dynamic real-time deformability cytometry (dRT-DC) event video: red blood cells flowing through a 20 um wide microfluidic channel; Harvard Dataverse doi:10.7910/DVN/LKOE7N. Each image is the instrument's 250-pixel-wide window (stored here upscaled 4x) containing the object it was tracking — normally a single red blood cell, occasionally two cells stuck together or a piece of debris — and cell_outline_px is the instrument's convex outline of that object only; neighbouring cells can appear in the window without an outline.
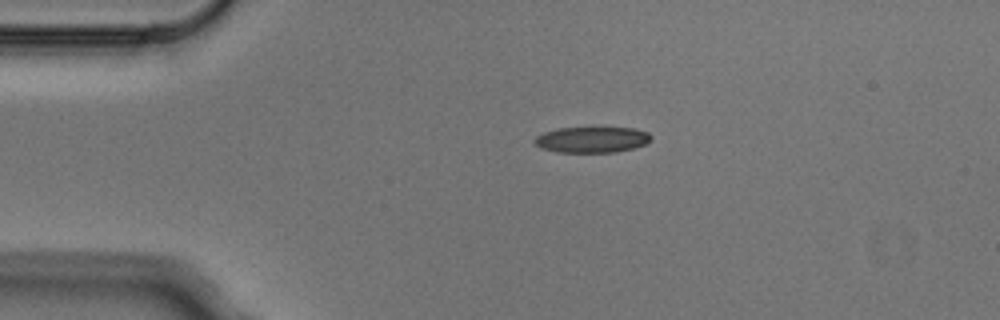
{"species": "Egyptian fruit bat (a non-hibernating species)", "species_latin": "Rousettus aegyptiacus", "temperature_condition": "cold", "stored_images_in_passage": 4, "camera_frame_rate_fps": 3000, "um_per_image_px": 0.085, "animal": {"sex": "male"}, "frame": {"image": 1, "passage_image": 3, "time_ms": 0.667, "image_size_px": [1000, 320], "cell_outline_px": [[652, 136], [644, 144], [632, 148], [616, 152], [556, 152], [540, 148], [532, 140], [536, 136], [544, 132], [556, 128], [632, 128], [648, 132]], "centroid_in_image_um": [50.25, 11.87], "position_along_channel_um": 34.7, "area_um2": 17.46}}